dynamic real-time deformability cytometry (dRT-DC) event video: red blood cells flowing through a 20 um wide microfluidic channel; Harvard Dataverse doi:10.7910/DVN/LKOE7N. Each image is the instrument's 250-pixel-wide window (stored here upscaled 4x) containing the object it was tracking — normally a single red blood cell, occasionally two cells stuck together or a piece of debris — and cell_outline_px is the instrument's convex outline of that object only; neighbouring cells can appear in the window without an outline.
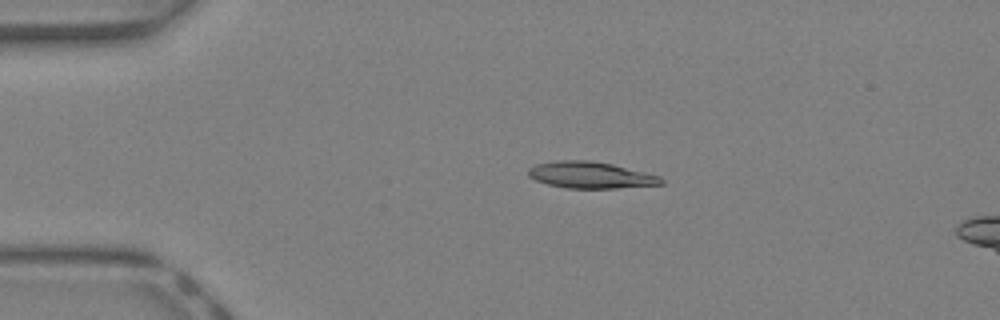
{"species": "Egyptian fruit bat (a non-hibernating species)", "species_latin": "Rousettus aegyptiacus", "temperature_condition": "warm", "stored_images_in_passage": 33, "camera_frame_rate_fps": 3000, "um_per_image_px": 0.085, "animal": {"sex": "female"}, "frame": {"image": 1, "passage_image": 1, "time_ms": 0.0, "image_size_px": [1000, 320], "cell_outline_px": [[664, 184], [616, 188], [568, 188], [548, 184], [536, 180], [528, 176], [528, 168], [536, 164], [556, 160], [588, 160], [612, 164], [660, 176], [664, 180]], "centroid_in_image_um": [50.19, 14.87], "position_along_channel_um": 34.8, "area_um2": 20.46}}
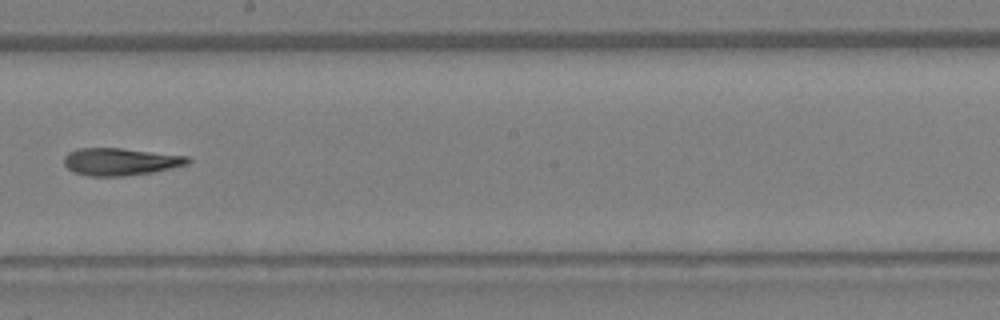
{"frame": {"image": 2, "passage_image": 16, "time_ms": 5.0, "image_size_px": [1000, 320], "cell_outline_px": [[192, 160], [188, 164], [172, 168], [152, 172], [124, 176], [88, 176], [72, 172], [64, 164], [64, 156], [68, 152], [80, 148], [120, 148], [188, 156]], "centroid_in_image_um": [10.22, 13.74], "position_along_channel_um": 238.0, "area_um2": 19.77}}
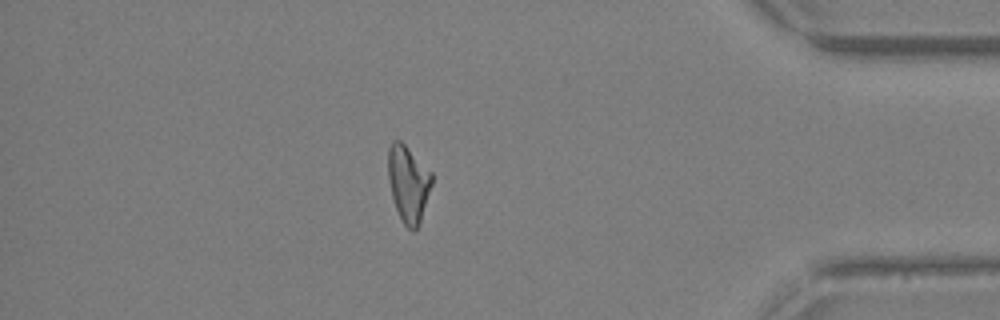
{"frame": {"image": 3, "passage_image": 28, "time_ms": 9.0, "image_size_px": [1000, 320], "cell_outline_px": [[432, 184], [420, 224], [416, 232], [412, 232], [404, 224], [396, 208], [392, 196], [388, 180], [388, 148], [392, 140], [400, 140], [432, 172]], "centroid_in_image_um": [34.71, 15.62], "position_along_channel_um": 400.5, "area_um2": 19.59}, "authors_computed_cell_mechanics": {"area_um2": 19.941, "velocity_mm_per_s": 4.9884, "shape_relaxation_time_tau1_ms": 10.3674, "shape_relaxation_time_tau2_ms": 9.1619, "deformation_change_tau1": 0.3214, "deformation_change_tau2": 0.2238}}